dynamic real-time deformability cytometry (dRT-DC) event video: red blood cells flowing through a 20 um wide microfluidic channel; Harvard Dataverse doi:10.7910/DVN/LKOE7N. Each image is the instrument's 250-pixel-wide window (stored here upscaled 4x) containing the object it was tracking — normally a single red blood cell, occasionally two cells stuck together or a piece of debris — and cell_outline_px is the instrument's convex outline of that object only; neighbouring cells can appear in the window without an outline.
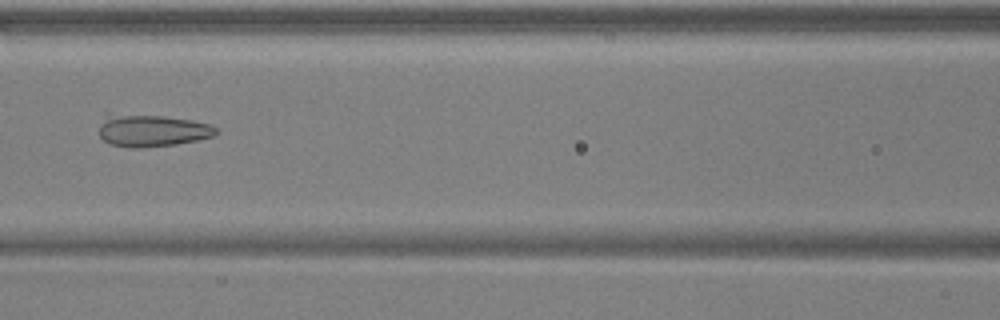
{"species": "common noctule bat (a hibernating species)", "species_latin": "Nyctalus noctula", "temperature_condition": "warm", "stored_images_in_passage": 6, "camera_frame_rate_fps": 3000, "um_per_image_px": 0.085, "animal": {"sex": "male", "body_mass_g": 17.9, "forearm_length_mm": 54.2}, "frame": {"image": 1, "passage_image": 6, "time_ms": 1.667, "image_size_px": [1000, 320], "cell_outline_px": [[220, 132], [216, 136], [176, 144], [140, 148], [128, 148], [108, 144], [100, 136], [100, 124], [104, 112], [108, 112], [164, 116], [192, 120], [212, 124]], "centroid_in_image_um": [12.88, 11.07], "position_along_channel_um": 153.7, "area_um2": 22.66}}